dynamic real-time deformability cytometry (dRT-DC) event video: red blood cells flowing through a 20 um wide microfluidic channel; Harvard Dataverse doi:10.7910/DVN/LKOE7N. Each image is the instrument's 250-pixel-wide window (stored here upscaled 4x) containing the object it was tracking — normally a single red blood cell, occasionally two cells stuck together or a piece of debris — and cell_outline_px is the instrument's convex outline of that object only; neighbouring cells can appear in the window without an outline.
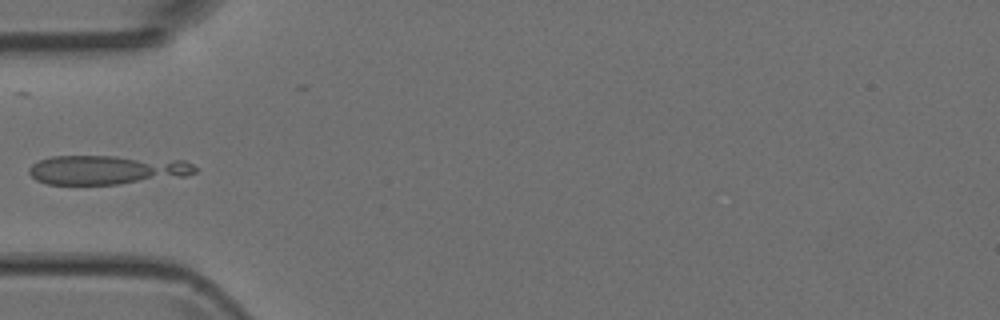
{"species": "Egyptian fruit bat (a non-hibernating species)", "species_latin": "Rousettus aegyptiacus", "temperature_condition": "room temperature", "stored_images_in_passage": 6, "camera_frame_rate_fps": 3000, "um_per_image_px": 0.085, "animal": {"sex": "female"}, "frame": {"image": 1, "passage_image": 5, "time_ms": 5.0, "image_size_px": [1000, 320], "cell_outline_px": [[196, 172], [184, 176], [120, 184], [48, 184], [36, 180], [28, 172], [28, 168], [32, 164], [40, 160], [52, 156], [116, 156], [184, 160], [192, 164], [196, 168]], "centroid_in_image_um": [9.07, 14.43], "position_along_channel_um": 75.9, "area_um2": 28.21}}